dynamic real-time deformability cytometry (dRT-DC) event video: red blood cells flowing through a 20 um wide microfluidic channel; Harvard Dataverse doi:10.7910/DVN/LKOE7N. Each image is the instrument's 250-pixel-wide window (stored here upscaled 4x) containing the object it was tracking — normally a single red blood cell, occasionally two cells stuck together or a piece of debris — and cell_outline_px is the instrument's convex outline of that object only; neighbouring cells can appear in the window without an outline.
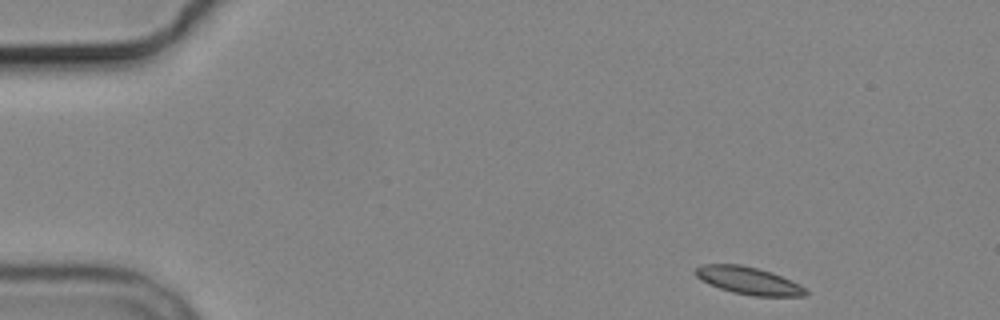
{"species": "common noctule bat (a hibernating species)", "species_latin": "Nyctalus noctula", "temperature_condition": "cold", "stored_images_in_passage": 8, "camera_frame_rate_fps": 3000, "um_per_image_px": 0.085, "animal": {"sex": "male", "body_mass_g": 19.2, "forearm_length_mm": 51.8}, "frame": {"image": 1, "passage_image": 1, "time_ms": 0.0, "image_size_px": [1000, 320], "cell_outline_px": [[808, 292], [804, 296], [752, 296], [732, 292], [720, 288], [700, 280], [692, 272], [700, 264], [740, 264], [772, 272], [792, 280], [800, 284]], "centroid_in_image_um": [63.6, 23.85], "position_along_channel_um": 21.4, "area_um2": 17.74}}